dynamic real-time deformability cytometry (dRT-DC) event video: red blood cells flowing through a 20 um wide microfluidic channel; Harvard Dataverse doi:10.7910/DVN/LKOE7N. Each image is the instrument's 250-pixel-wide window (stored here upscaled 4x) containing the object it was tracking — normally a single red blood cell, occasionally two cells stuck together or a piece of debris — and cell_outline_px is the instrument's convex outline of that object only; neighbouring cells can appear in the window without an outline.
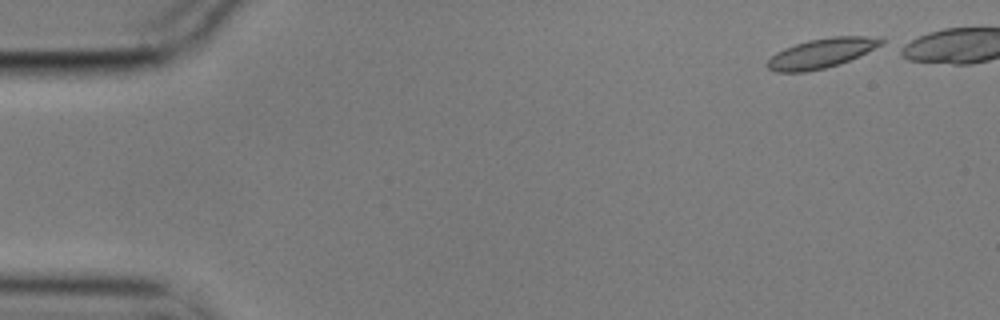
{"species": "common noctule bat (a hibernating species)", "species_latin": "Nyctalus noctula", "temperature_condition": "cold", "stored_images_in_passage": 5, "camera_frame_rate_fps": 3000, "um_per_image_px": 0.085, "animal": {"sex": "male", "body_mass_g": 17.9}, "frame": {"image": 1, "passage_image": 1, "time_ms": 0.0, "image_size_px": [1000, 320], "cell_outline_px": [[884, 44], [848, 60], [824, 68], [804, 72], [776, 72], [768, 68], [764, 64], [776, 52], [784, 48], [808, 40], [832, 36], [884, 36]], "centroid_in_image_um": [69.83, 4.5], "position_along_channel_um": 15.2, "area_um2": 19.59}}